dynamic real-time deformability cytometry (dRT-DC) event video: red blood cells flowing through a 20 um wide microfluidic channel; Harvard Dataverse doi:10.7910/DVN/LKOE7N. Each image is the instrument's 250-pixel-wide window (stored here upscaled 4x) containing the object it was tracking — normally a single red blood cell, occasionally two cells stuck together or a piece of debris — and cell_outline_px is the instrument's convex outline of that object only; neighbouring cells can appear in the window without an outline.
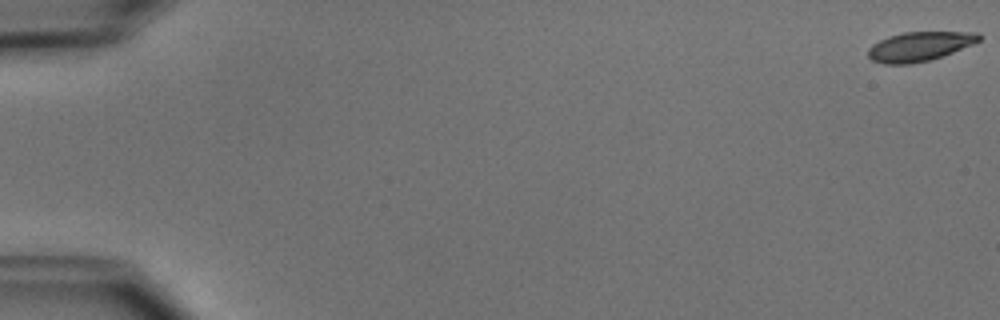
{"species": "common noctule bat (a hibernating species)", "species_latin": "Nyctalus noctula", "temperature_condition": "cold", "stored_images_in_passage": 53, "camera_frame_rate_fps": 3000, "um_per_image_px": 0.085, "animal": {"sex": "male", "body_mass_g": 15.6}, "frame": {"image": 1, "passage_image": 1, "time_ms": 0.0, "image_size_px": [1000, 320], "cell_outline_px": [[980, 40], [972, 44], [952, 52], [928, 60], [912, 64], [884, 64], [872, 60], [868, 56], [868, 48], [872, 44], [888, 36], [904, 32], [980, 32]], "centroid_in_image_um": [78.12, 3.94], "position_along_channel_um": 6.9, "area_um2": 18.79}}
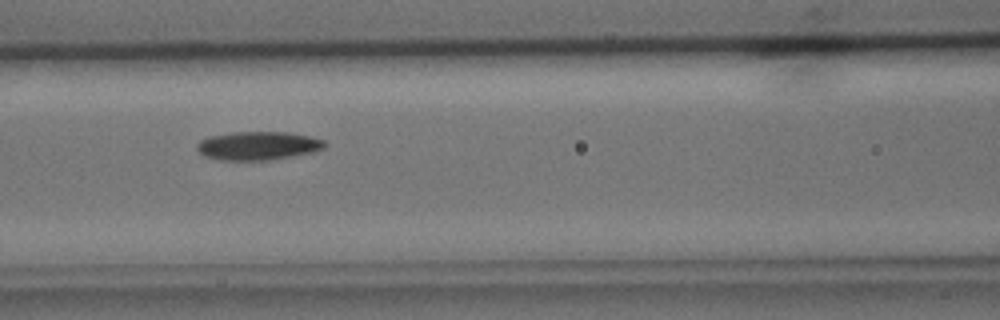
{"frame": {"image": 2, "passage_image": 24, "time_ms": 7.667, "image_size_px": [1000, 320], "cell_outline_px": [[328, 144], [324, 148], [316, 152], [272, 160], [220, 160], [204, 156], [196, 148], [196, 144], [200, 140], [212, 136], [232, 132], [288, 132], [308, 136], [324, 140]], "centroid_in_image_um": [21.97, 12.39], "position_along_channel_um": 144.6, "area_um2": 21.39}}
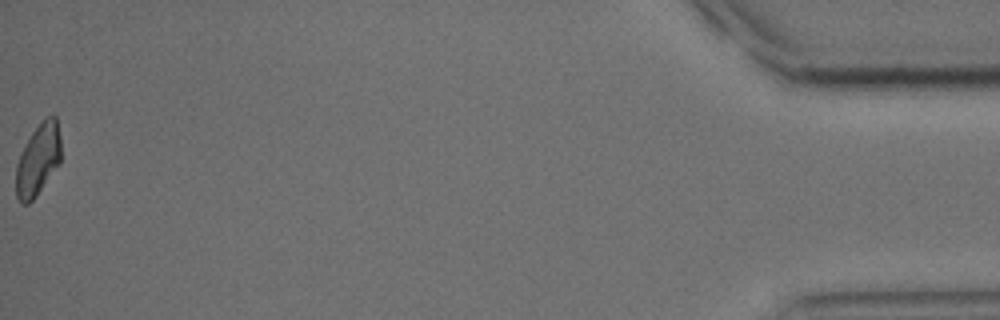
{"frame": {"image": 3, "passage_image": 53, "time_ms": 17.333, "image_size_px": [1000, 320], "cell_outline_px": [[60, 164], [36, 196], [28, 204], [20, 204], [16, 196], [16, 164], [20, 152], [32, 132], [44, 116], [56, 116], [60, 136]], "centroid_in_image_um": [3.23, 13.57], "position_along_channel_um": 432.0, "area_um2": 19.02}, "authors_computed_cell_mechanics": {"area_um2": 20.1722, "velocity_mm_per_s": 3.9097, "shape_relaxation_time_tau1_ms": 2.881, "shape_relaxation_time_tau2_ms": null, "deformation_change_tau1": 0.1272, "deformation_change_tau2": null}}